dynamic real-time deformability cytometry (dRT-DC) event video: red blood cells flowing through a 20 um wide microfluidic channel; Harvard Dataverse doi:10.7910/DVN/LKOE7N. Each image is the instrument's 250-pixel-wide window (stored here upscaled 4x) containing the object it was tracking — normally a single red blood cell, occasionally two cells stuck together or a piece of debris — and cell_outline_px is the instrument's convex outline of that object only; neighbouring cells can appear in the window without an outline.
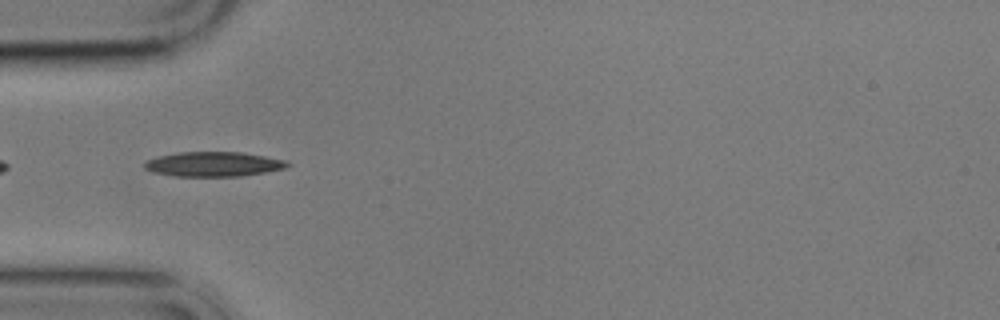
{"species": "common noctule bat (a hibernating species)", "species_latin": "Nyctalus noctula", "temperature_condition": "cold", "stored_images_in_passage": 11, "camera_frame_rate_fps": 3000, "um_per_image_px": 0.085, "animal": {"sex": "male", "body_mass_g": 17.9}, "frame": {"image": 1, "passage_image": 5, "time_ms": 5.667, "image_size_px": [1000, 320], "cell_outline_px": [[292, 164], [284, 168], [264, 172], [240, 176], [176, 176], [152, 172], [144, 168], [144, 164], [148, 160], [160, 156], [180, 152], [244, 152], [288, 160]], "centroid_in_image_um": [18.2, 13.95], "position_along_channel_um": 66.8, "area_um2": 20.52}}
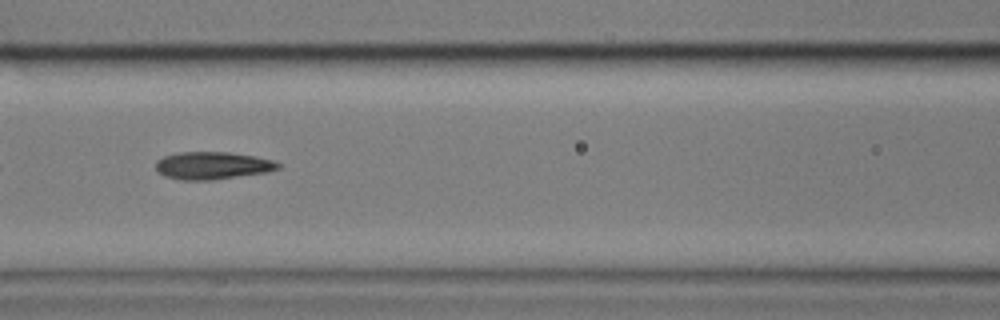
{"frame": {"image": 2, "passage_image": 7, "time_ms": 8.0, "image_size_px": [1000, 320], "cell_outline_px": [[280, 168], [268, 172], [212, 180], [180, 180], [164, 176], [156, 172], [156, 160], [164, 156], [180, 152], [228, 152], [256, 156], [272, 160], [280, 164]], "centroid_in_image_um": [18.04, 14.07], "position_along_channel_um": 148.6, "area_um2": 19.77}}
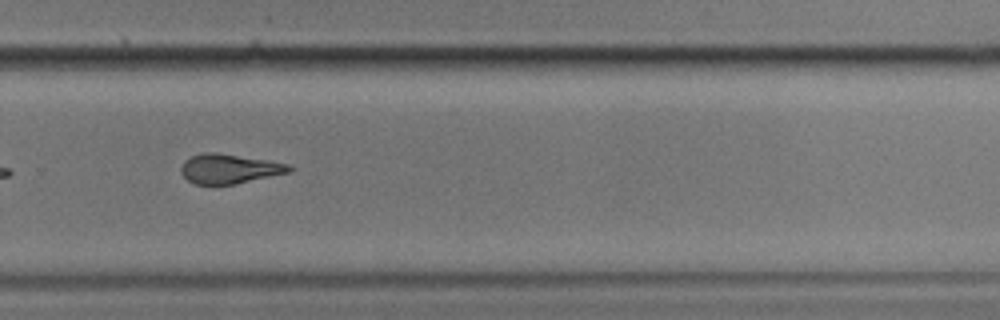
{"frame": {"image": 3, "passage_image": 11, "time_ms": 12.667, "image_size_px": [1000, 320], "cell_outline_px": [[296, 168], [288, 172], [236, 184], [196, 184], [188, 180], [180, 172], [180, 168], [184, 160], [192, 156], [204, 152], [216, 152], [268, 160], [288, 164]], "centroid_in_image_um": [19.48, 14.34], "position_along_channel_um": 310.3, "area_um2": 18.55}}